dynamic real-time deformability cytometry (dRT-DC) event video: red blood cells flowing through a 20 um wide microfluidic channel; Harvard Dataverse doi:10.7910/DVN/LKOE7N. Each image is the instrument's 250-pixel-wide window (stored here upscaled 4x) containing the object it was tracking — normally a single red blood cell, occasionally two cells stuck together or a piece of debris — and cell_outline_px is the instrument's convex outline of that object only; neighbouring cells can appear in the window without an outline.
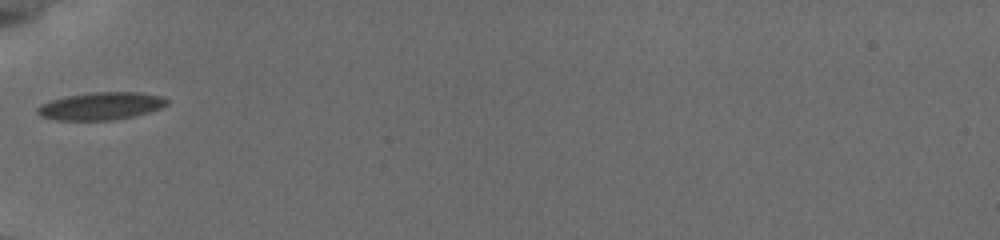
{"species": "common noctule bat (a hibernating species)", "species_latin": "Nyctalus noctula", "temperature_condition": "cold", "stored_images_in_passage": 35, "camera_frame_rate_fps": 3000, "um_per_image_px": 0.085, "animal": {"sex": "female", "body_mass_g": 19.5, "forearm_length_mm": 54.1}, "frame": {"image": 1, "passage_image": 1, "time_ms": 0.0, "image_size_px": [1000, 240], "cell_outline_px": [[168, 104], [160, 108], [136, 116], [112, 120], [56, 120], [40, 116], [36, 112], [36, 108], [40, 104], [52, 100], [68, 96], [92, 92], [140, 92], [160, 96], [168, 100]], "centroid_in_image_um": [8.57, 9.02], "position_along_channel_um": 76.4, "area_um2": 20.81}}
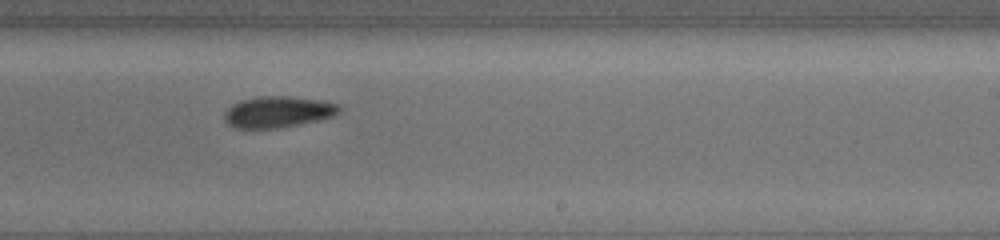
{"frame": {"image": 2, "passage_image": 16, "time_ms": 5.0, "image_size_px": [1000, 240], "cell_outline_px": [[340, 112], [332, 116], [316, 120], [276, 128], [236, 128], [228, 124], [224, 120], [224, 112], [232, 104], [240, 100], [260, 96], [288, 96], [324, 100], [336, 104], [340, 108]], "centroid_in_image_um": [23.58, 9.49], "position_along_channel_um": 265.4, "area_um2": 20.75}}
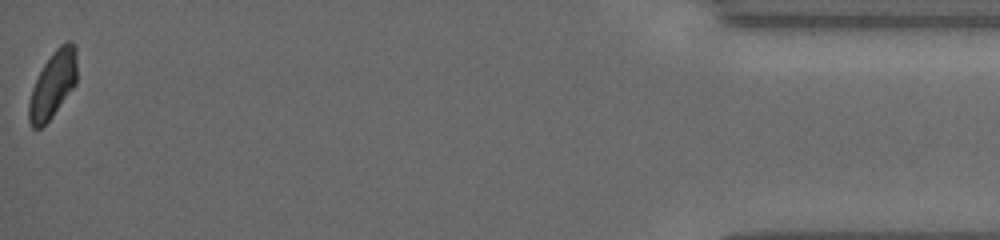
{"frame": {"image": 3, "passage_image": 35, "time_ms": 11.333, "image_size_px": [1000, 240], "cell_outline_px": [[76, 84], [52, 116], [40, 128], [32, 128], [28, 120], [28, 104], [32, 88], [44, 64], [56, 48], [60, 44], [68, 40], [72, 40], [76, 44]], "centroid_in_image_um": [4.5, 7.16], "position_along_channel_um": 430.7, "area_um2": 18.55}, "authors_computed_cell_mechanics": {"area_um2": 20.519, "velocity_mm_per_s": 3.807, "shape_relaxation_time_tau1_ms": 3.2163, "shape_relaxation_time_tau2_ms": null, "deformation_change_tau1": 0.1163, "deformation_change_tau2": null}}